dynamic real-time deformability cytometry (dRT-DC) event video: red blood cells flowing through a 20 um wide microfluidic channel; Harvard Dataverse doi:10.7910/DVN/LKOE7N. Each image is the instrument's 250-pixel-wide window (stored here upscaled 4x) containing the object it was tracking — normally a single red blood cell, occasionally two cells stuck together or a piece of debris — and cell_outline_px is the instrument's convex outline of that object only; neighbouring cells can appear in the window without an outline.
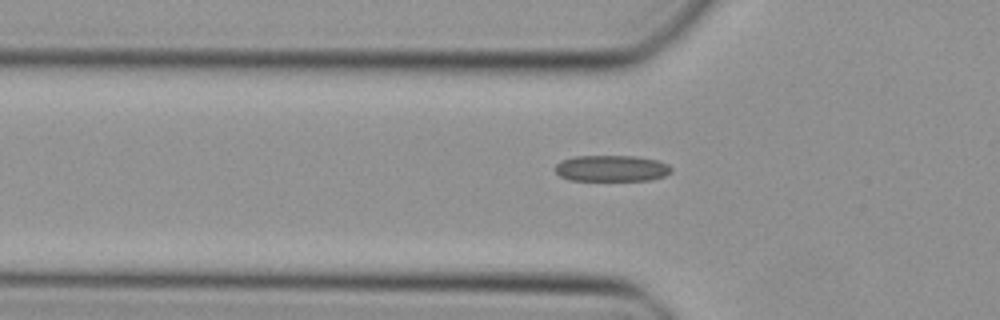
{"species": "Egyptian fruit bat (a non-hibernating species)", "species_latin": "Rousettus aegyptiacus", "temperature_condition": "cold", "stored_images_in_passage": 31, "camera_frame_rate_fps": 3000, "um_per_image_px": 0.085, "animal": {"sex": "female"}, "frame": {"image": 1, "passage_image": 4, "time_ms": 1.0, "image_size_px": [1000, 320], "cell_outline_px": [[672, 172], [664, 176], [652, 180], [568, 180], [560, 176], [556, 172], [556, 164], [564, 160], [576, 156], [636, 156], [656, 160], [668, 164], [672, 168]], "centroid_in_image_um": [52.02, 14.31], "position_along_channel_um": 73.8, "area_um2": 17.69}}
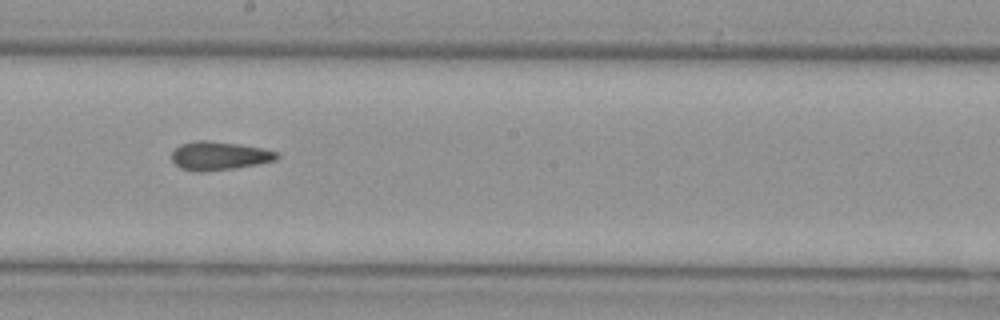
{"frame": {"image": 2, "passage_image": 15, "time_ms": 4.667, "image_size_px": [1000, 320], "cell_outline_px": [[280, 156], [276, 160], [256, 164], [232, 168], [200, 172], [180, 168], [172, 160], [172, 152], [180, 144], [196, 140], [208, 140], [240, 144], [264, 148], [276, 152]], "centroid_in_image_um": [18.63, 13.22], "position_along_channel_um": 229.6, "area_um2": 17.4}}
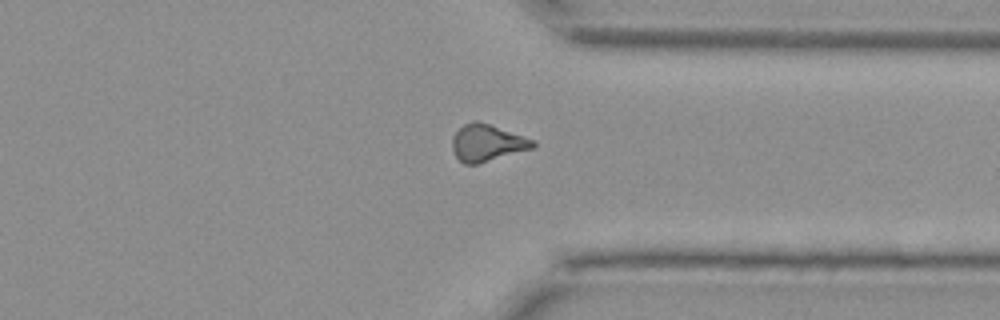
{"frame": {"image": 3, "passage_image": 25, "time_ms": 8.0, "image_size_px": [1000, 320], "cell_outline_px": [[536, 148], [480, 164], [464, 164], [456, 156], [452, 148], [452, 136], [464, 124], [476, 120], [536, 140]], "centroid_in_image_um": [41.45, 12.17], "position_along_channel_um": 370.0, "area_um2": 17.51}}